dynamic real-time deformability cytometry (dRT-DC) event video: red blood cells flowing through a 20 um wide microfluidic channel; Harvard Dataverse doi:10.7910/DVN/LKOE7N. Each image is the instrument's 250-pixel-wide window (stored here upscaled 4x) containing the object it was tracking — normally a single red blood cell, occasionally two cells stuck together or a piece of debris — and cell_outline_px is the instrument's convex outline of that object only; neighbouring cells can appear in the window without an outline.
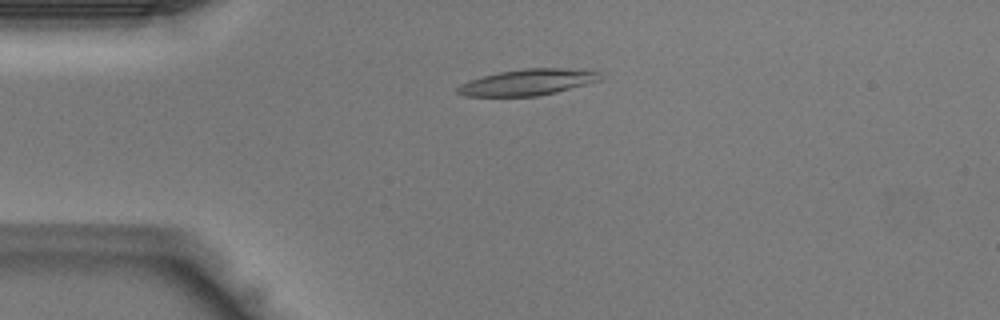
{"species": "Egyptian fruit bat (a non-hibernating species)", "species_latin": "Rousettus aegyptiacus", "temperature_condition": "warm", "stored_images_in_passage": 38, "camera_frame_rate_fps": 3000, "um_per_image_px": 0.085, "animal": {"sex": "male"}, "frame": {"image": 1, "passage_image": 6, "time_ms": 1.667, "image_size_px": [1000, 320], "cell_outline_px": [[600, 80], [556, 92], [536, 96], [464, 96], [456, 92], [456, 88], [460, 84], [484, 76], [500, 72], [524, 68], [560, 68], [600, 72]], "centroid_in_image_um": [44.81, 6.99], "position_along_channel_um": 40.2, "area_um2": 21.33}}
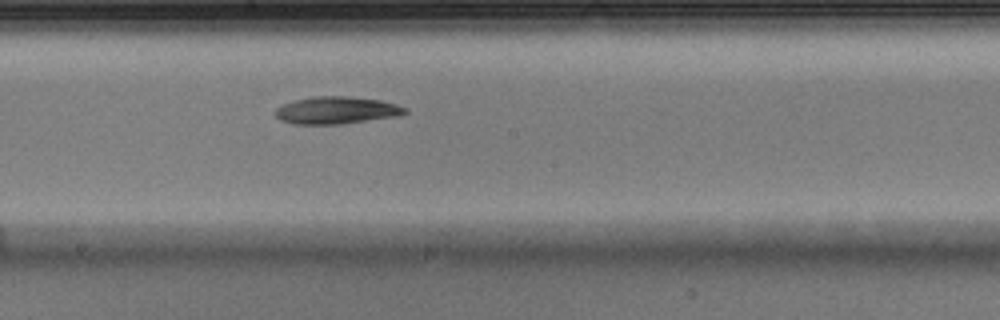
{"frame": {"image": 2, "passage_image": 19, "time_ms": 6.0, "image_size_px": [1000, 320], "cell_outline_px": [[408, 112], [400, 116], [344, 124], [296, 124], [280, 120], [272, 112], [276, 108], [284, 104], [296, 100], [312, 96], [348, 96], [380, 100], [396, 104], [408, 108]], "centroid_in_image_um": [28.63, 9.38], "position_along_channel_um": 219.6, "area_um2": 20.87}}
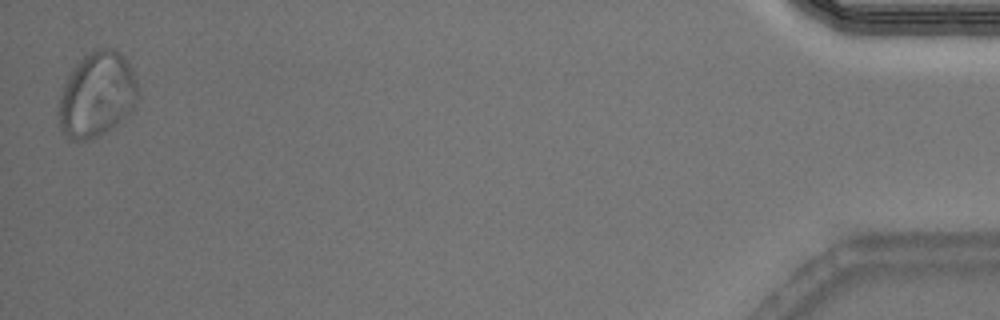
{"frame": {"image": 3, "passage_image": 38, "time_ms": 12.333, "image_size_px": [1000, 320], "cell_outline_px": [[136, 100], [132, 112], [116, 124], [96, 136], [84, 140], [68, 140], [60, 128], [60, 96], [68, 76], [76, 64], [84, 56], [96, 48], [112, 48], [124, 56], [128, 60], [132, 68], [136, 80]], "centroid_in_image_um": [8.25, 8.03], "position_along_channel_um": 427.0, "area_um2": 38.67}}